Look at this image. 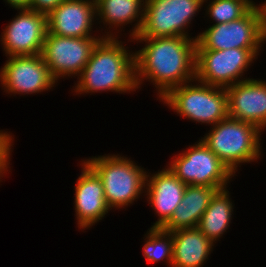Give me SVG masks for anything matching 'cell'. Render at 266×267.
<instances>
[{
	"label": "cell",
	"mask_w": 266,
	"mask_h": 267,
	"mask_svg": "<svg viewBox=\"0 0 266 267\" xmlns=\"http://www.w3.org/2000/svg\"><path fill=\"white\" fill-rule=\"evenodd\" d=\"M173 260L171 267H202L214 244L197 228L172 232Z\"/></svg>",
	"instance_id": "ac0fdd59"
},
{
	"label": "cell",
	"mask_w": 266,
	"mask_h": 267,
	"mask_svg": "<svg viewBox=\"0 0 266 267\" xmlns=\"http://www.w3.org/2000/svg\"><path fill=\"white\" fill-rule=\"evenodd\" d=\"M264 41L266 11L262 4H255L243 17L229 23L213 24L199 33L196 49L261 48Z\"/></svg>",
	"instance_id": "8992f818"
},
{
	"label": "cell",
	"mask_w": 266,
	"mask_h": 267,
	"mask_svg": "<svg viewBox=\"0 0 266 267\" xmlns=\"http://www.w3.org/2000/svg\"><path fill=\"white\" fill-rule=\"evenodd\" d=\"M18 13L1 33L6 57L41 54L48 32L47 14L31 9Z\"/></svg>",
	"instance_id": "7c38bea8"
},
{
	"label": "cell",
	"mask_w": 266,
	"mask_h": 267,
	"mask_svg": "<svg viewBox=\"0 0 266 267\" xmlns=\"http://www.w3.org/2000/svg\"><path fill=\"white\" fill-rule=\"evenodd\" d=\"M146 234V243L143 246V256L146 260L155 263L166 259L167 264L171 266L173 260L172 232L151 227Z\"/></svg>",
	"instance_id": "44dd1931"
},
{
	"label": "cell",
	"mask_w": 266,
	"mask_h": 267,
	"mask_svg": "<svg viewBox=\"0 0 266 267\" xmlns=\"http://www.w3.org/2000/svg\"><path fill=\"white\" fill-rule=\"evenodd\" d=\"M260 48L196 49L195 82L227 88L238 82ZM241 80H240V79Z\"/></svg>",
	"instance_id": "52a82bcc"
},
{
	"label": "cell",
	"mask_w": 266,
	"mask_h": 267,
	"mask_svg": "<svg viewBox=\"0 0 266 267\" xmlns=\"http://www.w3.org/2000/svg\"><path fill=\"white\" fill-rule=\"evenodd\" d=\"M82 161V173L75 184L74 208L78 228L88 229L102 220L111 209L105 201L100 177L84 160Z\"/></svg>",
	"instance_id": "5bb4252c"
},
{
	"label": "cell",
	"mask_w": 266,
	"mask_h": 267,
	"mask_svg": "<svg viewBox=\"0 0 266 267\" xmlns=\"http://www.w3.org/2000/svg\"><path fill=\"white\" fill-rule=\"evenodd\" d=\"M117 38L104 36L97 42L78 77L75 93L136 91L135 53L127 50Z\"/></svg>",
	"instance_id": "7a4b0ae2"
},
{
	"label": "cell",
	"mask_w": 266,
	"mask_h": 267,
	"mask_svg": "<svg viewBox=\"0 0 266 267\" xmlns=\"http://www.w3.org/2000/svg\"><path fill=\"white\" fill-rule=\"evenodd\" d=\"M185 188L186 184L177 178L169 168H164L152 176L147 174L145 186L147 201L159 216L152 228H162L170 220L182 201Z\"/></svg>",
	"instance_id": "2e32d148"
},
{
	"label": "cell",
	"mask_w": 266,
	"mask_h": 267,
	"mask_svg": "<svg viewBox=\"0 0 266 267\" xmlns=\"http://www.w3.org/2000/svg\"><path fill=\"white\" fill-rule=\"evenodd\" d=\"M227 188L218 190L203 213L197 228L214 244L230 227L233 203Z\"/></svg>",
	"instance_id": "ffe728a7"
},
{
	"label": "cell",
	"mask_w": 266,
	"mask_h": 267,
	"mask_svg": "<svg viewBox=\"0 0 266 267\" xmlns=\"http://www.w3.org/2000/svg\"><path fill=\"white\" fill-rule=\"evenodd\" d=\"M183 152L167 167L184 184L227 188L234 174L201 140Z\"/></svg>",
	"instance_id": "ba28073f"
},
{
	"label": "cell",
	"mask_w": 266,
	"mask_h": 267,
	"mask_svg": "<svg viewBox=\"0 0 266 267\" xmlns=\"http://www.w3.org/2000/svg\"><path fill=\"white\" fill-rule=\"evenodd\" d=\"M64 0H31L30 9L43 14H49Z\"/></svg>",
	"instance_id": "cb8c5ba5"
},
{
	"label": "cell",
	"mask_w": 266,
	"mask_h": 267,
	"mask_svg": "<svg viewBox=\"0 0 266 267\" xmlns=\"http://www.w3.org/2000/svg\"><path fill=\"white\" fill-rule=\"evenodd\" d=\"M95 2L97 17H99L97 19L102 20L100 22L106 26L109 25V28L112 26L122 28L123 25L136 21L132 32L129 31L130 37L133 39L139 34L143 24L146 0H95Z\"/></svg>",
	"instance_id": "d6986e66"
},
{
	"label": "cell",
	"mask_w": 266,
	"mask_h": 267,
	"mask_svg": "<svg viewBox=\"0 0 266 267\" xmlns=\"http://www.w3.org/2000/svg\"><path fill=\"white\" fill-rule=\"evenodd\" d=\"M212 126L201 141L233 174L241 163L260 158L262 131L257 126L230 116Z\"/></svg>",
	"instance_id": "3957f363"
},
{
	"label": "cell",
	"mask_w": 266,
	"mask_h": 267,
	"mask_svg": "<svg viewBox=\"0 0 266 267\" xmlns=\"http://www.w3.org/2000/svg\"><path fill=\"white\" fill-rule=\"evenodd\" d=\"M184 83L171 89L162 100L181 117L215 125L229 116L228 96L223 87ZM200 83V84H199Z\"/></svg>",
	"instance_id": "5b68a950"
},
{
	"label": "cell",
	"mask_w": 266,
	"mask_h": 267,
	"mask_svg": "<svg viewBox=\"0 0 266 267\" xmlns=\"http://www.w3.org/2000/svg\"><path fill=\"white\" fill-rule=\"evenodd\" d=\"M95 0H64L47 15L48 33L64 37L92 36L96 18Z\"/></svg>",
	"instance_id": "9a60e30c"
},
{
	"label": "cell",
	"mask_w": 266,
	"mask_h": 267,
	"mask_svg": "<svg viewBox=\"0 0 266 267\" xmlns=\"http://www.w3.org/2000/svg\"><path fill=\"white\" fill-rule=\"evenodd\" d=\"M218 190V188L207 186L186 185L181 203L162 229L174 232L180 229L197 227L200 218Z\"/></svg>",
	"instance_id": "e0dca14e"
},
{
	"label": "cell",
	"mask_w": 266,
	"mask_h": 267,
	"mask_svg": "<svg viewBox=\"0 0 266 267\" xmlns=\"http://www.w3.org/2000/svg\"><path fill=\"white\" fill-rule=\"evenodd\" d=\"M100 177L110 209L125 208L144 193L147 173L130 158L103 155L84 160Z\"/></svg>",
	"instance_id": "277c9868"
},
{
	"label": "cell",
	"mask_w": 266,
	"mask_h": 267,
	"mask_svg": "<svg viewBox=\"0 0 266 267\" xmlns=\"http://www.w3.org/2000/svg\"><path fill=\"white\" fill-rule=\"evenodd\" d=\"M0 81L4 91L15 95L41 93L57 83L41 54L8 57L0 69Z\"/></svg>",
	"instance_id": "8fae6325"
},
{
	"label": "cell",
	"mask_w": 266,
	"mask_h": 267,
	"mask_svg": "<svg viewBox=\"0 0 266 267\" xmlns=\"http://www.w3.org/2000/svg\"><path fill=\"white\" fill-rule=\"evenodd\" d=\"M198 36L134 37L145 46L135 52V81L137 89L143 79L155 85L158 98L171 89L195 81L196 44Z\"/></svg>",
	"instance_id": "6da1fadb"
},
{
	"label": "cell",
	"mask_w": 266,
	"mask_h": 267,
	"mask_svg": "<svg viewBox=\"0 0 266 267\" xmlns=\"http://www.w3.org/2000/svg\"><path fill=\"white\" fill-rule=\"evenodd\" d=\"M225 89L229 116L252 123L263 131L266 127V82L247 78Z\"/></svg>",
	"instance_id": "4fadbf2b"
},
{
	"label": "cell",
	"mask_w": 266,
	"mask_h": 267,
	"mask_svg": "<svg viewBox=\"0 0 266 267\" xmlns=\"http://www.w3.org/2000/svg\"><path fill=\"white\" fill-rule=\"evenodd\" d=\"M110 32V33H109ZM98 37H64L47 32L41 55L52 78L79 76L88 63L97 42L104 36H115L109 31Z\"/></svg>",
	"instance_id": "30bf717a"
},
{
	"label": "cell",
	"mask_w": 266,
	"mask_h": 267,
	"mask_svg": "<svg viewBox=\"0 0 266 267\" xmlns=\"http://www.w3.org/2000/svg\"><path fill=\"white\" fill-rule=\"evenodd\" d=\"M254 5L252 0H212L206 12L215 24L229 23L243 17Z\"/></svg>",
	"instance_id": "7402d4cb"
},
{
	"label": "cell",
	"mask_w": 266,
	"mask_h": 267,
	"mask_svg": "<svg viewBox=\"0 0 266 267\" xmlns=\"http://www.w3.org/2000/svg\"><path fill=\"white\" fill-rule=\"evenodd\" d=\"M206 1L146 0L143 24L139 34L135 37L183 36L190 38L186 29Z\"/></svg>",
	"instance_id": "9c48e42d"
},
{
	"label": "cell",
	"mask_w": 266,
	"mask_h": 267,
	"mask_svg": "<svg viewBox=\"0 0 266 267\" xmlns=\"http://www.w3.org/2000/svg\"><path fill=\"white\" fill-rule=\"evenodd\" d=\"M11 7L20 10V9H30L31 0H4Z\"/></svg>",
	"instance_id": "d4e9b609"
},
{
	"label": "cell",
	"mask_w": 266,
	"mask_h": 267,
	"mask_svg": "<svg viewBox=\"0 0 266 267\" xmlns=\"http://www.w3.org/2000/svg\"><path fill=\"white\" fill-rule=\"evenodd\" d=\"M12 135L8 134L6 131L0 130V179L7 174L8 166L10 164V153L12 146Z\"/></svg>",
	"instance_id": "603a6c76"
}]
</instances>
